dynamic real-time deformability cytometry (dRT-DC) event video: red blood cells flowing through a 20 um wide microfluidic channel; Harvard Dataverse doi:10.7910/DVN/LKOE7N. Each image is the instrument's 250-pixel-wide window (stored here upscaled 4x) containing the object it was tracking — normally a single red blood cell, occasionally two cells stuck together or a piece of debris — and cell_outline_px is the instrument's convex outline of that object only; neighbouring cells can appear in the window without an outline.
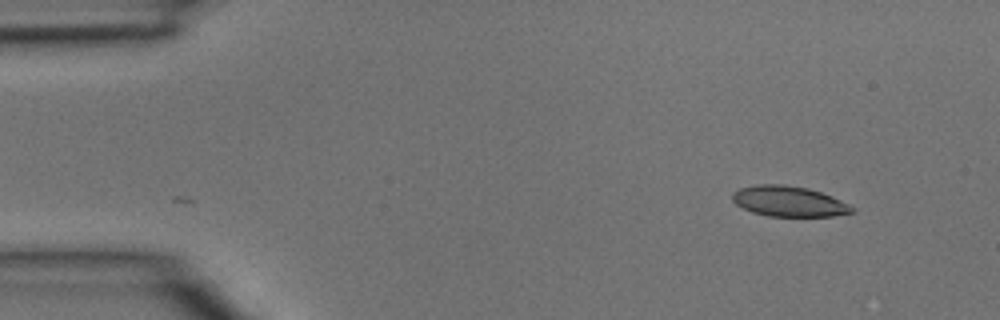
{"species": "common noctule bat (a hibernating species)", "species_latin": "Nyctalus noctula", "temperature_condition": "room temperature", "stored_images_in_passage": 2, "camera_frame_rate_fps": 3000, "um_per_image_px": 0.085, "animal": {"sex": "male", "body_mass_g": 15.6}, "frame": {"image": 1, "passage_image": 1, "time_ms": 0.0, "image_size_px": [1000, 320], "cell_outline_px": [[856, 208], [852, 212], [832, 216], [768, 216], [752, 212], [736, 204], [732, 200], [732, 192], [740, 188], [760, 184], [784, 184], [808, 188], [832, 196]], "centroid_in_image_um": [67.04, 17.11], "position_along_channel_um": 18.0, "area_um2": 21.15}}